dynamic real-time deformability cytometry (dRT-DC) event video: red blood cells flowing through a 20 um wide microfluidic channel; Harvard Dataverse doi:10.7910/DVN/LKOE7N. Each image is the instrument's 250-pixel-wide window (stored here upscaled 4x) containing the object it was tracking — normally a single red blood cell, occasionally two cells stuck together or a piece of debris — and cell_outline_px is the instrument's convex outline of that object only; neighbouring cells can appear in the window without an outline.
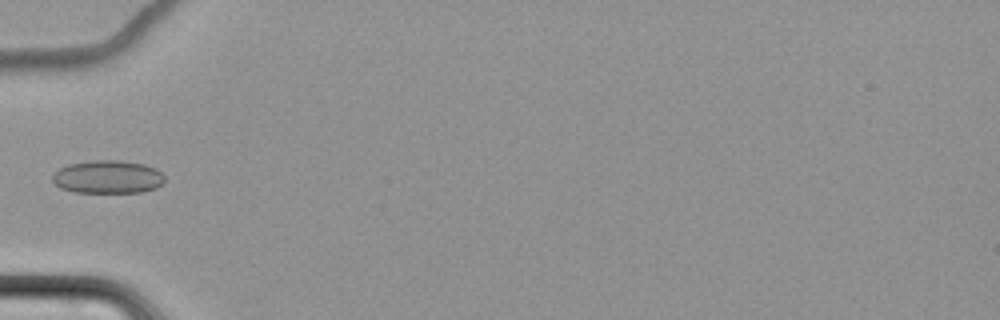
{"species": "common noctule bat (a hibernating species)", "species_latin": "Nyctalus noctula", "temperature_condition": "cold", "stored_images_in_passage": 7, "camera_frame_rate_fps": 3000, "um_per_image_px": 0.085, "animal": {"sex": "female", "body_mass_g": 22.7, "forearm_length_mm": 54.2}, "frame": {"image": 1, "passage_image": 7, "time_ms": 7.0, "image_size_px": [1000, 320], "cell_outline_px": [[164, 180], [156, 188], [140, 192], [72, 192], [60, 188], [52, 180], [52, 176], [60, 168], [68, 164], [92, 160], [120, 160], [144, 164], [156, 168], [164, 176]], "centroid_in_image_um": [9.15, 15.03], "position_along_channel_um": 75.8, "area_um2": 21.62}}